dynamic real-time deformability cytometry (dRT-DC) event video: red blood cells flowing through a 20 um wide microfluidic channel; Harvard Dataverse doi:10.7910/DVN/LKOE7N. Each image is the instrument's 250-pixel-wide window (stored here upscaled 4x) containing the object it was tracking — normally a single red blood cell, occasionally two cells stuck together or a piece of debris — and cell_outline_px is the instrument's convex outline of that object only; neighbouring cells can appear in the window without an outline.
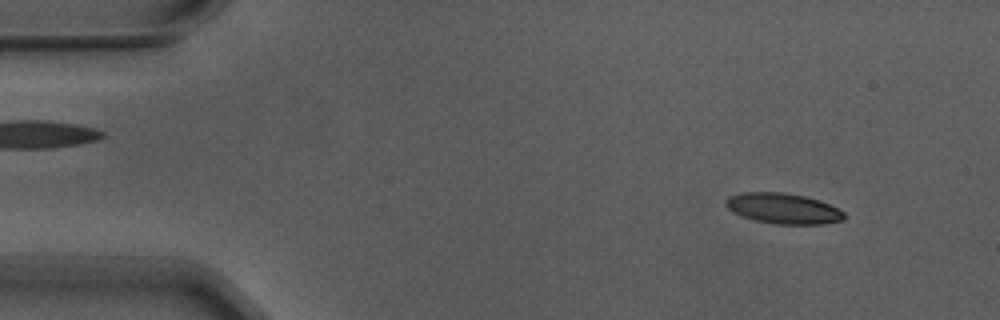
{"species": "Egyptian fruit bat (a non-hibernating species)", "species_latin": "Rousettus aegyptiacus", "temperature_condition": "warm", "stored_images_in_passage": 4, "segment_of_instrument_passage": [2, 2], "camera_frame_rate_fps": 3000, "um_per_image_px": 0.085, "animal": {"sex": "male"}, "frame": {"image": 1, "passage_image": 4, "time_ms": 1.0, "image_size_px": [1000, 320], "cell_outline_px": [[844, 220], [824, 224], [776, 224], [756, 220], [732, 212], [724, 204], [724, 200], [728, 196], [740, 192], [780, 192], [804, 196], [828, 204], [844, 212]], "centroid_in_image_um": [66.52, 17.72], "position_along_channel_um": 18.5, "area_um2": 20.92}}